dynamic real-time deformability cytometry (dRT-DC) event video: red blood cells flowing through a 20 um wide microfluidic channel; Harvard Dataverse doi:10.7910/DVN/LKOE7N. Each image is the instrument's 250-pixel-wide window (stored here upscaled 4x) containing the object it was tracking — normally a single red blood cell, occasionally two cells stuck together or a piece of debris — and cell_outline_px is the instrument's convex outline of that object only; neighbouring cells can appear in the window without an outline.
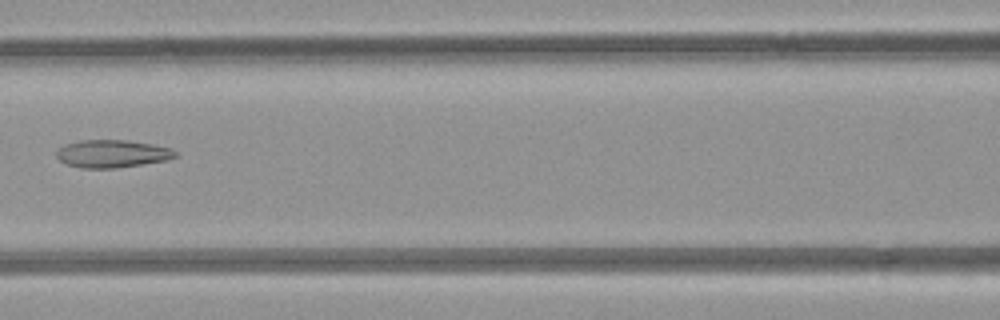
{"species": "common noctule bat (a hibernating species)", "species_latin": "Nyctalus noctula", "temperature_condition": "room temperature", "stored_images_in_passage": 6, "camera_frame_rate_fps": 3000, "um_per_image_px": 0.085, "animal": {"sex": "female", "body_mass_g": 21.9}, "frame": {"image": 1, "passage_image": 5, "time_ms": 5.333, "image_size_px": [1000, 320], "cell_outline_px": [[176, 156], [168, 160], [116, 168], [80, 168], [64, 164], [56, 156], [56, 152], [64, 144], [80, 140], [128, 140], [152, 144], [172, 148], [176, 152]], "centroid_in_image_um": [9.52, 13.06], "position_along_channel_um": 157.1, "area_um2": 19.31}}
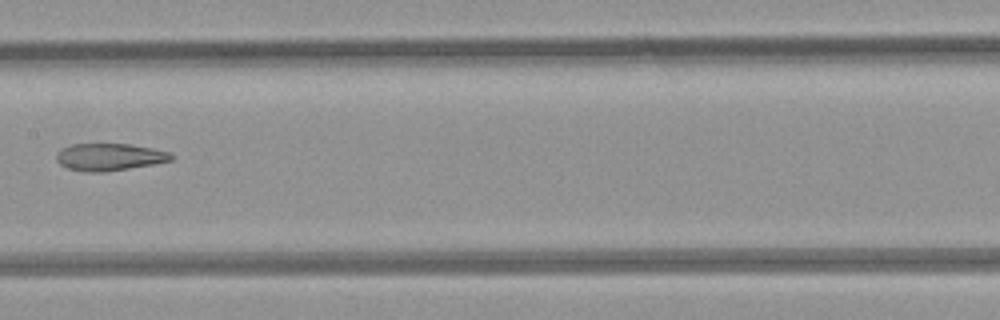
{"frame": {"image": 2, "passage_image": 6, "time_ms": 6.333, "image_size_px": [1000, 320], "cell_outline_px": [[172, 160], [156, 164], [104, 172], [84, 172], [68, 168], [60, 164], [56, 160], [56, 156], [64, 148], [72, 144], [128, 144], [152, 148], [168, 152], [172, 156]], "centroid_in_image_um": [9.31, 13.35], "position_along_channel_um": 198.1, "area_um2": 18.03}}